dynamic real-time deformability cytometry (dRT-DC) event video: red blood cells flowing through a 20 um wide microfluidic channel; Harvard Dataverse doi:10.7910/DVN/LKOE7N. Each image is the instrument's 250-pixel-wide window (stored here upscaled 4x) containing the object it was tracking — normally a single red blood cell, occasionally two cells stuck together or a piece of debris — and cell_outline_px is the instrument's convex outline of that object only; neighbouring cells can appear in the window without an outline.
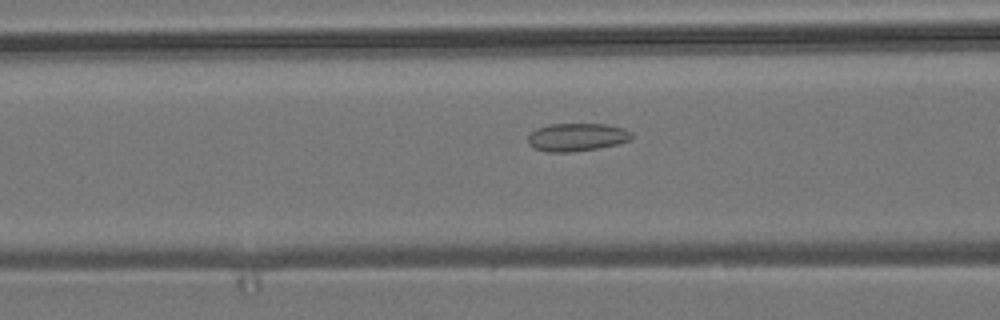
{"species": "common noctule bat (a hibernating species)", "species_latin": "Nyctalus noctula", "temperature_condition": "room temperature", "stored_images_in_passage": 53, "camera_frame_rate_fps": 3000, "um_per_image_px": 0.085, "animal": {"sex": "male", "body_mass_g": 19.2, "forearm_length_mm": 51.8}, "frame": {"image": 1, "passage_image": 20, "time_ms": 6.333, "image_size_px": [1000, 320], "cell_outline_px": [[632, 140], [616, 144], [596, 148], [568, 152], [548, 152], [532, 148], [528, 144], [528, 136], [536, 128], [548, 124], [604, 124], [624, 128], [632, 132]], "centroid_in_image_um": [49.01, 11.65], "position_along_channel_um": 117.6, "area_um2": 16.94}}
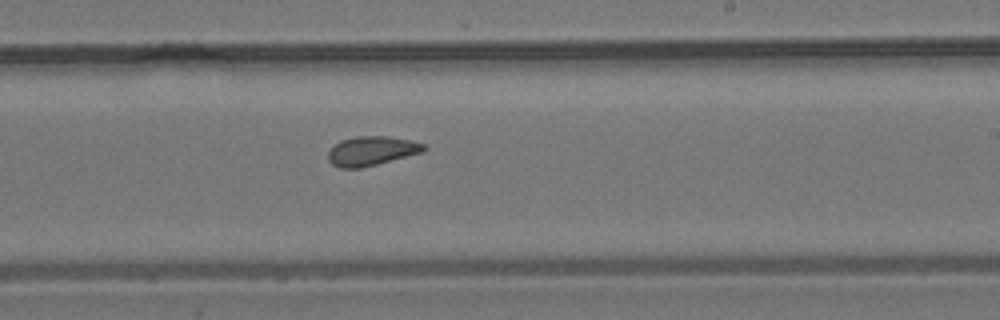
{"frame": {"image": 2, "passage_image": 31, "time_ms": 10.0, "image_size_px": [1000, 320], "cell_outline_px": [[428, 148], [424, 152], [360, 168], [340, 168], [332, 164], [328, 160], [328, 152], [340, 140], [356, 136], [388, 136], [408, 140], [424, 144]], "centroid_in_image_um": [31.59, 12.82], "position_along_channel_um": 257.4, "area_um2": 16.24}}
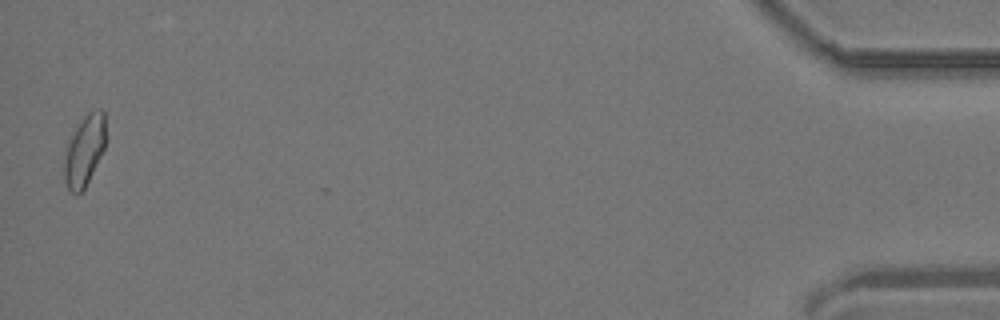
{"frame": {"image": 3, "passage_image": 52, "time_ms": 17.0, "image_size_px": [1000, 320], "cell_outline_px": [[104, 148], [84, 188], [76, 196], [68, 188], [64, 180], [64, 156], [72, 132], [80, 120], [88, 112], [100, 108], [104, 112]], "centroid_in_image_um": [7.14, 12.78], "position_along_channel_um": 428.1, "area_um2": 16.76}, "authors_computed_cell_mechanics": {"area_um2": 16.5886, "velocity_mm_per_s": 3.8112, "shape_relaxation_time_tau1_ms": null, "shape_relaxation_time_tau2_ms": 1.9839, "deformation_change_tau1": null, "deformation_change_tau2": 0.0795}}